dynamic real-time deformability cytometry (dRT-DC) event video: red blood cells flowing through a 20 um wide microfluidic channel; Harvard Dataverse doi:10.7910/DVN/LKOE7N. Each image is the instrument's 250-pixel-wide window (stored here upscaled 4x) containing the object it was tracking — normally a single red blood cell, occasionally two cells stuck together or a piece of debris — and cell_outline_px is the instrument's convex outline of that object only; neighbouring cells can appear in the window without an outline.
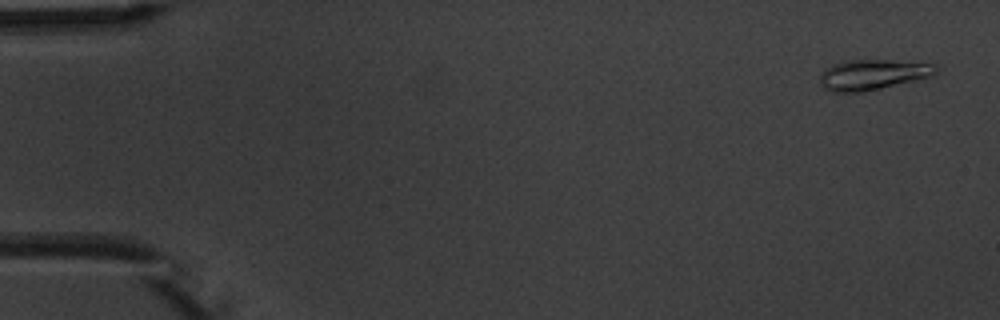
{"species": "common noctule bat (a hibernating species)", "species_latin": "Nyctalus noctula", "temperature_condition": "warm", "stored_images_in_passage": 5, "camera_frame_rate_fps": 3000, "um_per_image_px": 0.085, "animal": {"sex": "male", "body_mass_g": 20.1, "forearm_length_mm": 53.5}, "frame": {"image": 1, "passage_image": 1, "time_ms": 0.0, "image_size_px": [1000, 320], "cell_outline_px": [[936, 72], [932, 76], [916, 80], [864, 92], [832, 92], [824, 88], [820, 84], [820, 76], [832, 64], [848, 60], [936, 60]], "centroid_in_image_um": [74.31, 6.31], "position_along_channel_um": 10.7, "area_um2": 21.04}}